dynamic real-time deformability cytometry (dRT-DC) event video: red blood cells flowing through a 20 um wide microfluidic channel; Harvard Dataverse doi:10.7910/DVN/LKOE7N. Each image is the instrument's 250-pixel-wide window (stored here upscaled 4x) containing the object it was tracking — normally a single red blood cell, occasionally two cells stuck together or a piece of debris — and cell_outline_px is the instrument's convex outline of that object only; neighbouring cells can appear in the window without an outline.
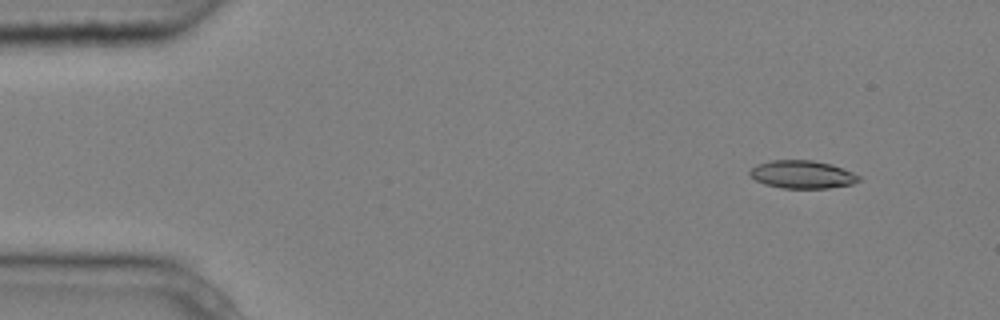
{"species": "common noctule bat (a hibernating species)", "species_latin": "Nyctalus noctula", "temperature_condition": "cold", "stored_images_in_passage": 5, "segment_of_instrument_passage": [1, 2], "camera_frame_rate_fps": 3000, "um_per_image_px": 0.085, "animal": {"sex": "male", "body_mass_g": 20.4}, "frame": {"image": 1, "passage_image": 1, "time_ms": 0.0, "image_size_px": [1000, 320], "cell_outline_px": [[860, 180], [852, 184], [828, 188], [784, 188], [764, 184], [756, 180], [748, 172], [756, 164], [772, 160], [812, 160], [832, 164], [852, 172], [860, 176]], "centroid_in_image_um": [68.19, 14.82], "position_along_channel_um": 16.8, "area_um2": 17.69}}
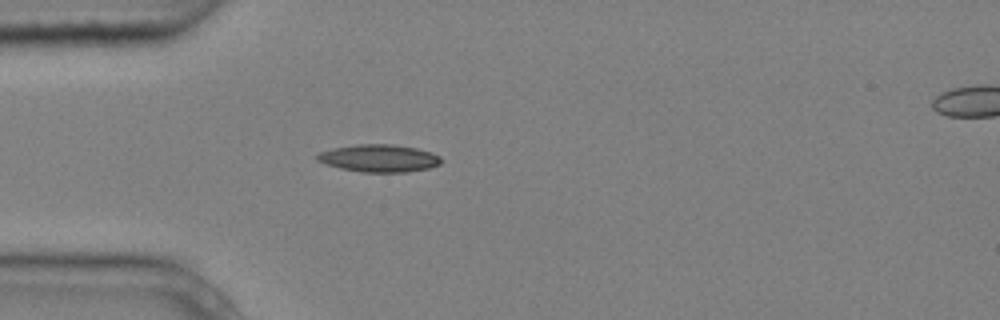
{"frame": {"image": 2, "passage_image": 4, "time_ms": 1.0, "image_size_px": [1000, 320], "cell_outline_px": [[444, 160], [440, 164], [428, 168], [408, 172], [360, 172], [340, 168], [316, 160], [316, 152], [332, 148], [356, 144], [392, 144], [416, 148], [432, 152], [440, 156]], "centroid_in_image_um": [32.22, 13.44], "position_along_channel_um": 52.8, "area_um2": 20.06}}